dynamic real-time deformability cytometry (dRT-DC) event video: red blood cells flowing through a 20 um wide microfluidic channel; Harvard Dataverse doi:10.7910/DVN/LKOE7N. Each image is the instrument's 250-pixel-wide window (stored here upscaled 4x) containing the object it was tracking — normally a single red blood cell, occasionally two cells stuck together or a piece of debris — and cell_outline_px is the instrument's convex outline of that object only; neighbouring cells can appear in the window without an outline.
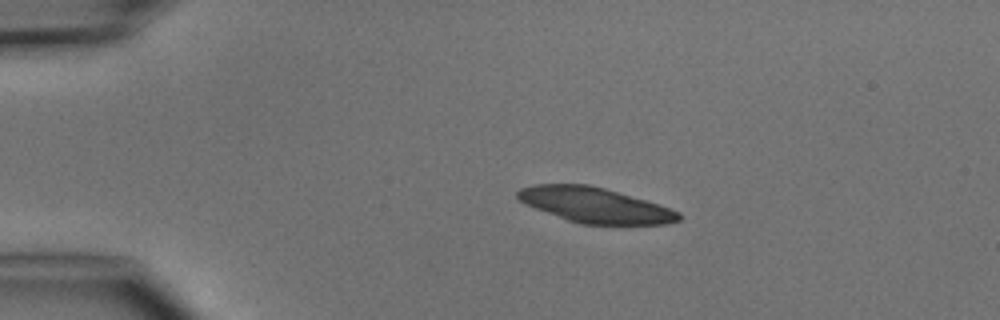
{"species": "common noctule bat (a hibernating species)", "species_latin": "Nyctalus noctula", "temperature_condition": "cold", "stored_images_in_passage": 4, "camera_frame_rate_fps": 3000, "um_per_image_px": 0.085, "animal": {"sex": "male", "body_mass_g": 15.6}, "frame": {"image": 1, "passage_image": 2, "time_ms": 1.333, "image_size_px": [1000, 320], "cell_outline_px": [[684, 216], [680, 220], [668, 224], [580, 224], [568, 220], [536, 208], [520, 200], [516, 196], [516, 192], [520, 188], [536, 184], [588, 184], [604, 188], [660, 204], [680, 212]], "centroid_in_image_um": [50.63, 17.43], "position_along_channel_um": 34.4, "area_um2": 32.83}}